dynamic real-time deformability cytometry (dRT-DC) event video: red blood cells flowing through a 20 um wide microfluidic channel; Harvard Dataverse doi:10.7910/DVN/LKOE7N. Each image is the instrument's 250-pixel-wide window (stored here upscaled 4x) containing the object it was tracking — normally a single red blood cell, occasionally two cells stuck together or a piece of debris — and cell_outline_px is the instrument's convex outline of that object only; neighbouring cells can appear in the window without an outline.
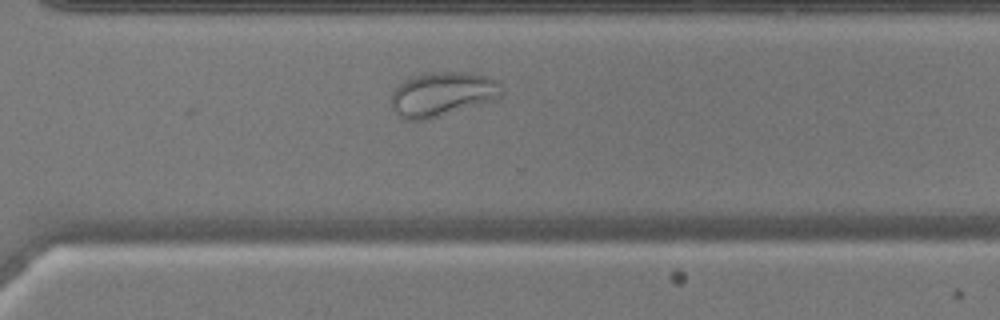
{"species": "common noctule bat (a hibernating species)", "species_latin": "Nyctalus noctula", "temperature_condition": "warm", "stored_images_in_passage": 40, "camera_frame_rate_fps": 3000, "um_per_image_px": 0.085, "animal": {"sex": "male", "body_mass_g": 17.9, "forearm_length_mm": 54.2}, "frame": {"image": 1, "passage_image": 27, "time_ms": 8.667, "image_size_px": [1000, 320], "cell_outline_px": [[504, 92], [496, 100], [424, 120], [404, 120], [392, 112], [392, 92], [404, 80], [412, 76], [428, 72], [468, 72], [488, 76], [496, 80], [504, 88]], "centroid_in_image_um": [37.61, 8.0], "position_along_channel_um": 333.0, "area_um2": 28.78}}
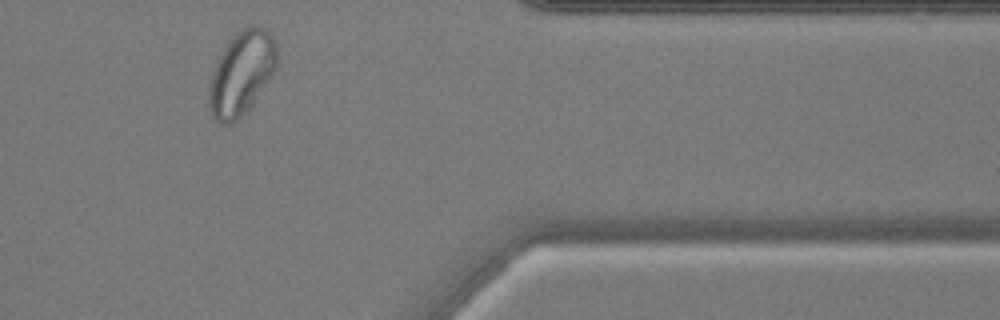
{"frame": {"image": 2, "passage_image": 33, "time_ms": 10.667, "image_size_px": [1000, 320], "cell_outline_px": [[276, 68], [272, 76], [248, 112], [232, 124], [220, 124], [212, 116], [208, 104], [208, 84], [216, 60], [228, 40], [240, 28], [248, 24], [252, 24], [264, 28], [276, 40]], "centroid_in_image_um": [20.51, 6.23], "position_along_channel_um": 390.9, "area_um2": 34.04}}